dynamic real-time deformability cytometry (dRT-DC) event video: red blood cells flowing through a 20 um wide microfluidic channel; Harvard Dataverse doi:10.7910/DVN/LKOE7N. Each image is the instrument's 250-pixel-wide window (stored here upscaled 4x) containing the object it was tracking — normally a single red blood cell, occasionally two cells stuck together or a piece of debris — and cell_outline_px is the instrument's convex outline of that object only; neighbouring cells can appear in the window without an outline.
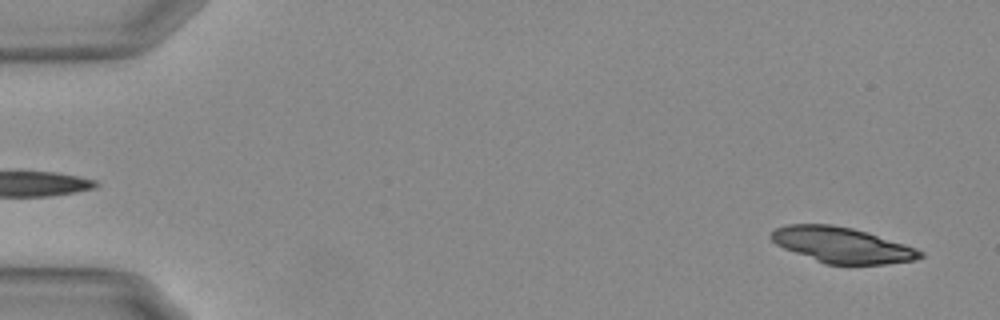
{"species": "Egyptian fruit bat (a non-hibernating species)", "species_latin": "Rousettus aegyptiacus", "temperature_condition": "warm", "stored_images_in_passage": 53, "camera_frame_rate_fps": 3000, "um_per_image_px": 0.085, "animal": {"sex": "female"}, "frame": {"image": 1, "passage_image": 2, "time_ms": 0.333, "image_size_px": [1000, 320], "cell_outline_px": [[924, 256], [916, 260], [888, 264], [824, 264], [784, 248], [776, 244], [768, 236], [776, 228], [788, 224], [832, 224], [852, 228], [868, 232], [916, 248], [924, 252]], "centroid_in_image_um": [71.58, 20.83], "position_along_channel_um": 13.4, "area_um2": 30.92}}
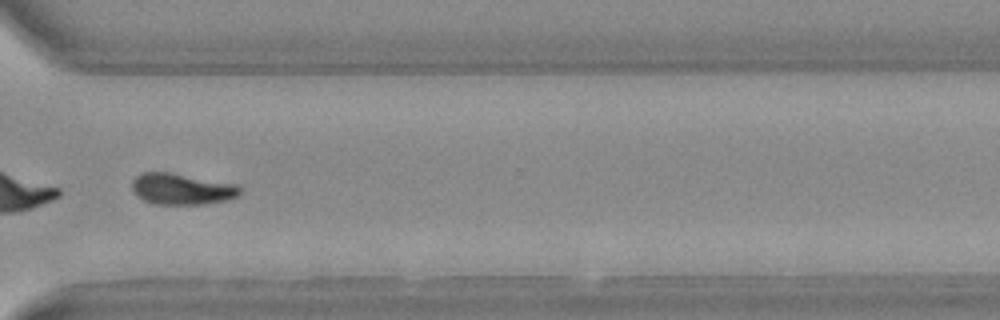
{"frame": {"image": 2, "passage_image": 41, "time_ms": 13.333, "image_size_px": [1000, 320], "cell_outline_px": [[240, 196], [228, 200], [204, 204], [156, 204], [144, 200], [136, 196], [132, 188], [132, 180], [140, 172], [168, 172], [240, 184]], "centroid_in_image_um": [15.48, 16.06], "position_along_channel_um": 355.1, "area_um2": 19.88}, "authors_computed_cell_mechanics": {"area_um2": 20.0566, "velocity_mm_per_s": 3.6982, "shape_relaxation_time_tau1_ms": 5.3575, "shape_relaxation_time_tau2_ms": null, "deformation_change_tau1": 0.1865, "deformation_change_tau2": null}}